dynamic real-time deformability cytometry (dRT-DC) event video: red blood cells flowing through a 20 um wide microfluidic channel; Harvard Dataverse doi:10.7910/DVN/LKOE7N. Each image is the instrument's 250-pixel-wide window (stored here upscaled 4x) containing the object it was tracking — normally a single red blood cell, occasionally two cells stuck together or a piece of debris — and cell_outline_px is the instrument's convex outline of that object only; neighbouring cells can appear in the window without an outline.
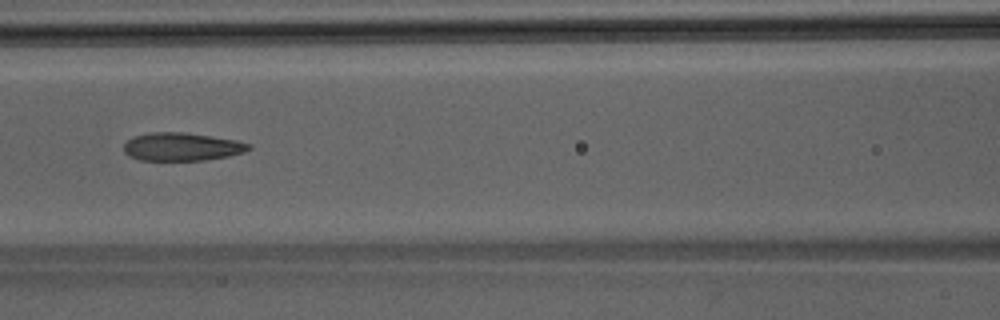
{"species": "Egyptian fruit bat (a non-hibernating species)", "species_latin": "Rousettus aegyptiacus", "temperature_condition": "room temperature", "stored_images_in_passage": 46, "camera_frame_rate_fps": 3000, "um_per_image_px": 0.085, "animal": {"sex": "male"}, "frame": {"image": 1, "passage_image": 22, "time_ms": 7.0, "image_size_px": [1000, 320], "cell_outline_px": [[252, 148], [244, 152], [228, 156], [204, 160], [140, 160], [128, 156], [124, 152], [124, 144], [132, 136], [152, 132], [184, 132], [236, 140], [252, 144]], "centroid_in_image_um": [15.45, 12.47], "position_along_channel_um": 151.2, "area_um2": 20.52}}
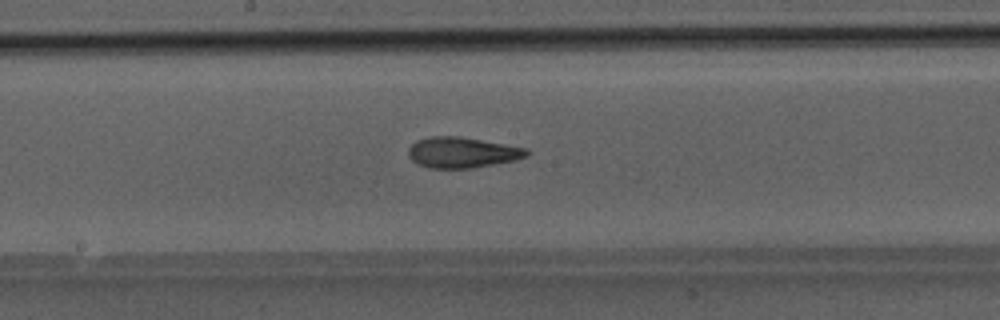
{"frame": {"image": 2, "passage_image": 26, "time_ms": 8.333, "image_size_px": [1000, 320], "cell_outline_px": [[532, 152], [528, 156], [516, 160], [472, 168], [428, 168], [412, 160], [408, 156], [408, 148], [416, 140], [432, 136], [460, 136], [528, 148]], "centroid_in_image_um": [39.32, 12.95], "position_along_channel_um": 208.9, "area_um2": 21.33}}
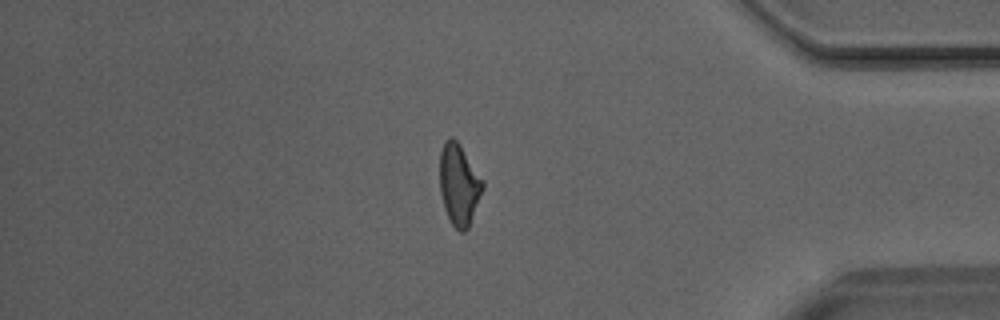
{"frame": {"image": 3, "passage_image": 41, "time_ms": 13.333, "image_size_px": [1000, 320], "cell_outline_px": [[484, 188], [468, 228], [464, 232], [460, 232], [452, 224], [444, 208], [440, 192], [440, 152], [444, 140], [448, 136], [452, 136], [460, 144], [484, 180]], "centroid_in_image_um": [39.02, 15.65], "position_along_channel_um": 396.2, "area_um2": 20.52}}